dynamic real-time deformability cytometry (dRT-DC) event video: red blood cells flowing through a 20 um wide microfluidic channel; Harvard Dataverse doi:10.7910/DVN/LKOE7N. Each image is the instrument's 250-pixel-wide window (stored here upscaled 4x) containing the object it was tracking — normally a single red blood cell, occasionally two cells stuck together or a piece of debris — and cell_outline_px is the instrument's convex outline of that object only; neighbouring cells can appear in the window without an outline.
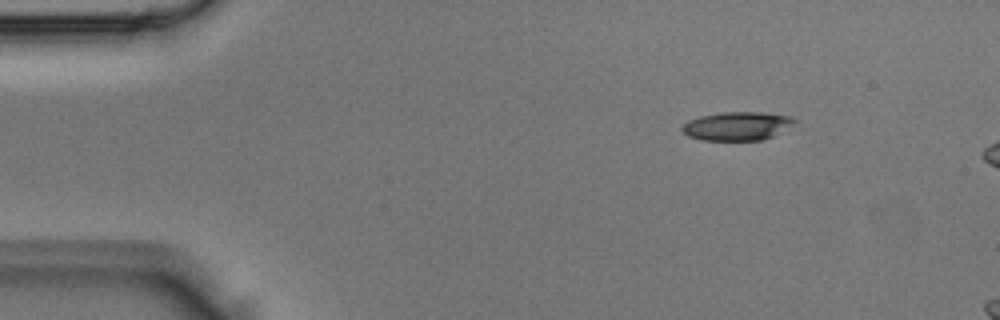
{"species": "Egyptian fruit bat (a non-hibernating species)", "species_latin": "Rousettus aegyptiacus", "temperature_condition": "room temperature", "stored_images_in_passage": 3, "camera_frame_rate_fps": 3000, "um_per_image_px": 0.085, "animal": {"sex": "male"}, "frame": {"image": 1, "passage_image": 1, "time_ms": 0.0, "image_size_px": [1000, 320], "cell_outline_px": [[800, 120], [772, 136], [760, 140], [704, 140], [688, 136], [680, 128], [688, 120], [700, 116], [724, 112], [760, 112], [792, 116]], "centroid_in_image_um": [62.67, 10.7], "position_along_channel_um": 22.3, "area_um2": 18.61}}